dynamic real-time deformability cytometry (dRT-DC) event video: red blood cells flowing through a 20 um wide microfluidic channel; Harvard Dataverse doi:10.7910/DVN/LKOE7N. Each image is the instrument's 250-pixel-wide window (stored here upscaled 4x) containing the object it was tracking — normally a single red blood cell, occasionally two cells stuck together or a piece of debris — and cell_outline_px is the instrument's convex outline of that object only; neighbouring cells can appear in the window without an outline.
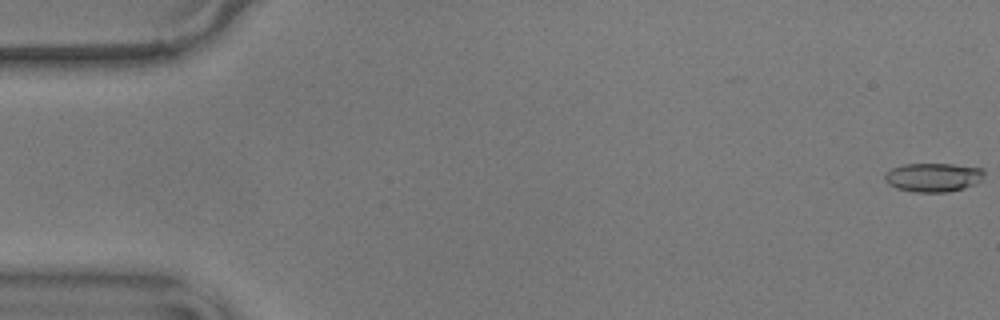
{"species": "common noctule bat (a hibernating species)", "species_latin": "Nyctalus noctula", "temperature_condition": "warm", "stored_images_in_passage": 15, "camera_frame_rate_fps": 3000, "um_per_image_px": 0.085, "animal": {"sex": "male", "body_mass_g": 17.9}, "frame": {"image": 1, "passage_image": 1, "time_ms": 0.0, "image_size_px": [1000, 320], "cell_outline_px": [[984, 172], [980, 180], [976, 184], [964, 188], [948, 192], [916, 192], [896, 188], [888, 184], [884, 180], [884, 176], [892, 168], [904, 164], [952, 164], [984, 168]], "centroid_in_image_um": [79.33, 15.07], "position_along_channel_um": 5.7, "area_um2": 16.7}}
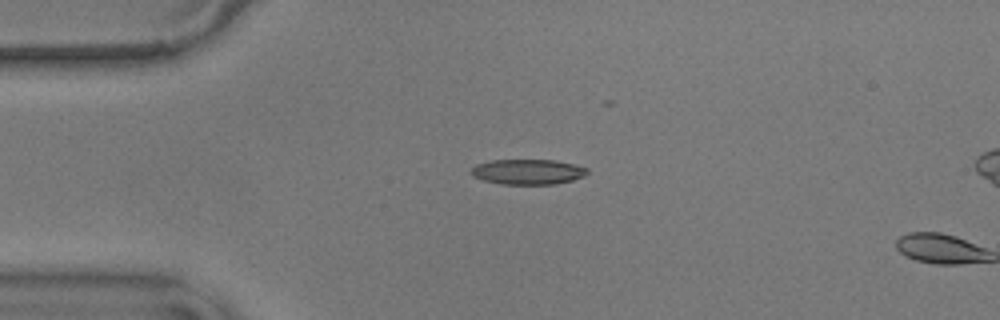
{"frame": {"image": 2, "passage_image": 14, "time_ms": 4.333, "image_size_px": [1000, 320], "cell_outline_px": [[588, 172], [584, 176], [572, 180], [556, 184], [500, 184], [484, 180], [472, 176], [468, 172], [476, 164], [492, 160], [556, 160], [588, 168]], "centroid_in_image_um": [44.84, 14.6], "position_along_channel_um": 40.2, "area_um2": 17.11}}